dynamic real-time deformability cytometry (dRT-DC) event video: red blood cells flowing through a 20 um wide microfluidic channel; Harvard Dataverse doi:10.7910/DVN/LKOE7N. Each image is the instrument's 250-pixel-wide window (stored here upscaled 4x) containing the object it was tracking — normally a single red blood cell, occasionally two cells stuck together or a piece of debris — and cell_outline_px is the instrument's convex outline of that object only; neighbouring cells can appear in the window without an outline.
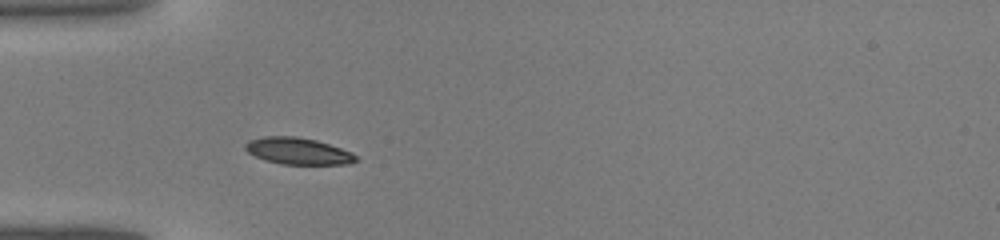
{"species": "common noctule bat (a hibernating species)", "species_latin": "Nyctalus noctula", "temperature_condition": "warm", "stored_images_in_passage": 37, "camera_frame_rate_fps": 3000, "um_per_image_px": 0.085, "animal": {"sex": "male", "body_mass_g": 19.0, "forearm_length_mm": 50.8}, "frame": {"image": 1, "passage_image": 8, "time_ms": 2.333, "image_size_px": [1000, 240], "cell_outline_px": [[356, 160], [348, 164], [280, 164], [264, 160], [248, 152], [244, 148], [244, 144], [248, 140], [264, 136], [296, 136], [316, 140], [352, 152], [356, 156]], "centroid_in_image_um": [25.28, 12.83], "position_along_channel_um": 59.7, "area_um2": 17.17}}
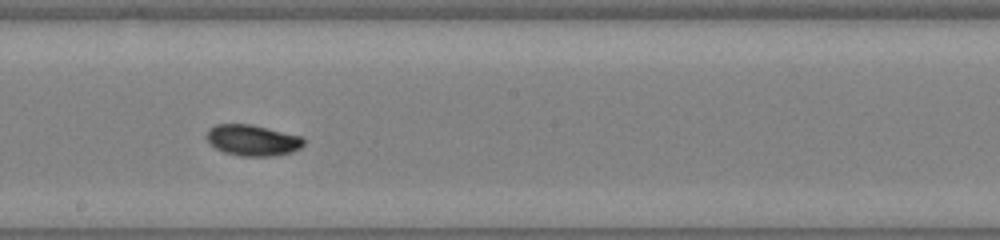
{"frame": {"image": 2, "passage_image": 19, "time_ms": 6.0, "image_size_px": [1000, 240], "cell_outline_px": [[304, 144], [300, 148], [292, 152], [272, 156], [240, 156], [224, 152], [208, 144], [204, 136], [208, 128], [216, 124], [252, 124], [304, 136]], "centroid_in_image_um": [21.44, 11.91], "position_along_channel_um": 226.8, "area_um2": 17.98}}
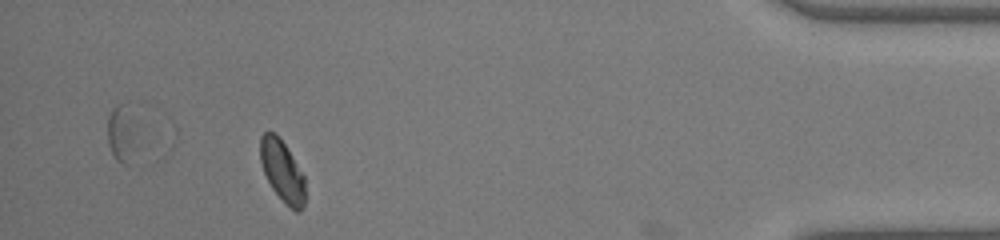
{"frame": {"image": 3, "passage_image": 34, "time_ms": 11.0, "image_size_px": [1000, 240], "cell_outline_px": [[304, 208], [300, 212], [296, 212], [284, 204], [272, 188], [264, 172], [260, 160], [260, 136], [268, 128], [276, 132], [292, 156], [304, 176]], "centroid_in_image_um": [23.97, 14.52], "position_along_channel_um": 411.2, "area_um2": 16.24}}